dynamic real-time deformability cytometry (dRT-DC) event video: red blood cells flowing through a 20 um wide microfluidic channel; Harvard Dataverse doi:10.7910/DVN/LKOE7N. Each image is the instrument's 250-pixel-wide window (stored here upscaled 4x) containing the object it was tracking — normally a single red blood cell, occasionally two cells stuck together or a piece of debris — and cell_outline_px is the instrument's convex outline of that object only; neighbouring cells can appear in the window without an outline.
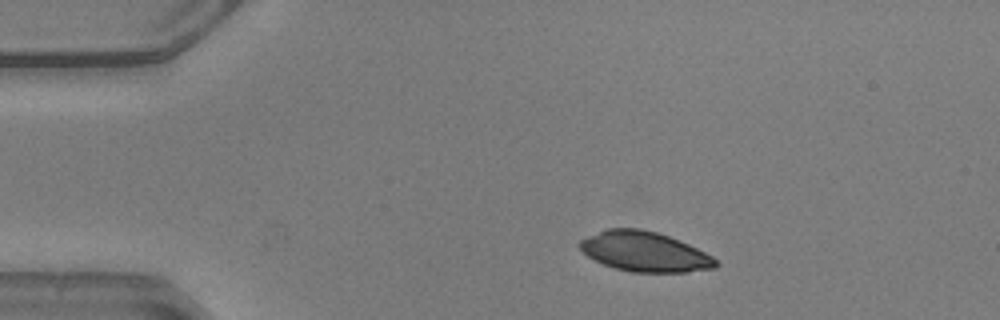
{"species": "common noctule bat (a hibernating species)", "species_latin": "Nyctalus noctula", "temperature_condition": "warm", "stored_images_in_passage": 43, "camera_frame_rate_fps": 3000, "um_per_image_px": 0.085, "animal": {"sex": "male", "body_mass_g": 20.5, "forearm_length_mm": 52.5}, "frame": {"image": 1, "passage_image": 1, "time_ms": 0.0, "image_size_px": [1000, 320], "cell_outline_px": [[720, 264], [716, 268], [688, 272], [632, 272], [616, 268], [604, 264], [588, 256], [580, 248], [580, 240], [588, 236], [608, 228], [640, 228], [656, 232], [668, 236], [688, 244], [712, 256]], "centroid_in_image_um": [54.82, 21.39], "position_along_channel_um": 30.2, "area_um2": 31.33}}
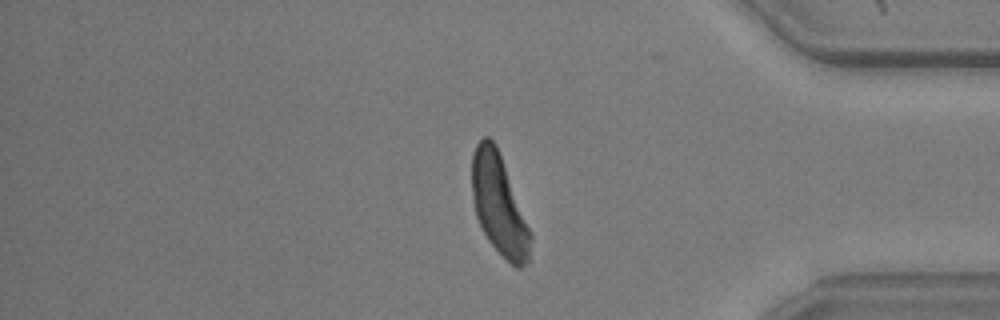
{"frame": {"image": 2, "passage_image": 35, "time_ms": 11.333, "image_size_px": [1000, 320], "cell_outline_px": [[532, 236], [528, 260], [520, 268], [516, 268], [488, 240], [476, 216], [472, 200], [472, 152], [476, 144], [484, 136], [488, 136], [496, 144], [532, 232]], "centroid_in_image_um": [42.41, 17.37], "position_along_channel_um": 392.8, "area_um2": 34.04}}